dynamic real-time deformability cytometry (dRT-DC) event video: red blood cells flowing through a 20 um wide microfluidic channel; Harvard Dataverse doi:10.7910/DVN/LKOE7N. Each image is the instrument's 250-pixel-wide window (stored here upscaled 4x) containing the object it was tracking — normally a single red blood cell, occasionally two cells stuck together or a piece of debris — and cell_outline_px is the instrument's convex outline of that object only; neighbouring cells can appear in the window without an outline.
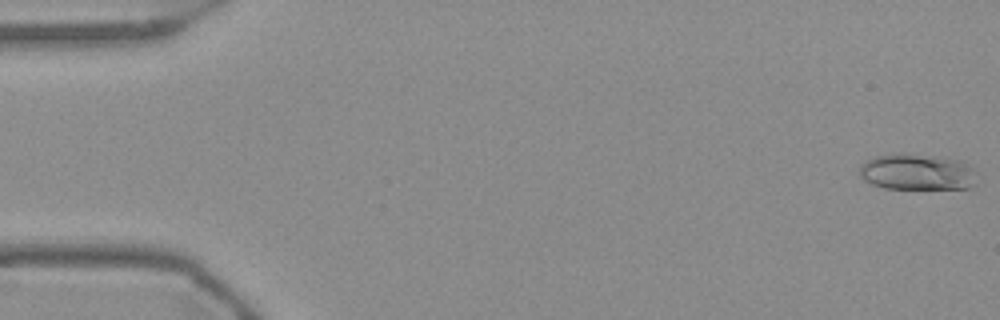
{"species": "Egyptian fruit bat (a non-hibernating species)", "species_latin": "Rousettus aegyptiacus", "temperature_condition": "warm", "stored_images_in_passage": 55, "camera_frame_rate_fps": 3000, "um_per_image_px": 0.085, "frame": {"image": 1, "passage_image": 1, "time_ms": 0.0, "image_size_px": [1000, 320], "cell_outline_px": [[976, 184], [968, 188], [884, 188], [872, 184], [864, 180], [860, 176], [860, 164], [864, 160], [876, 156], [896, 152], [900, 152], [940, 156], [960, 160], [968, 164], [976, 172]], "centroid_in_image_um": [77.95, 14.59], "position_along_channel_um": 7.1, "area_um2": 25.2}}
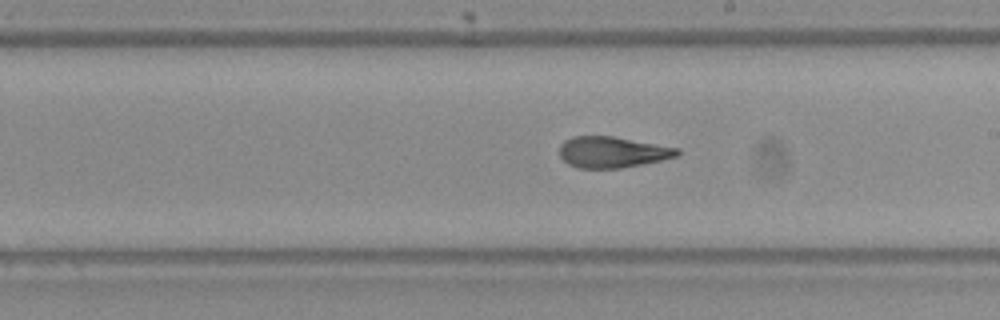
{"frame": {"image": 2, "passage_image": 31, "time_ms": 10.0, "image_size_px": [1000, 320], "cell_outline_px": [[680, 156], [620, 168], [580, 168], [568, 164], [560, 156], [560, 144], [564, 140], [572, 136], [612, 136], [680, 148]], "centroid_in_image_um": [52.05, 12.92], "position_along_channel_um": 237.0, "area_um2": 21.27}}
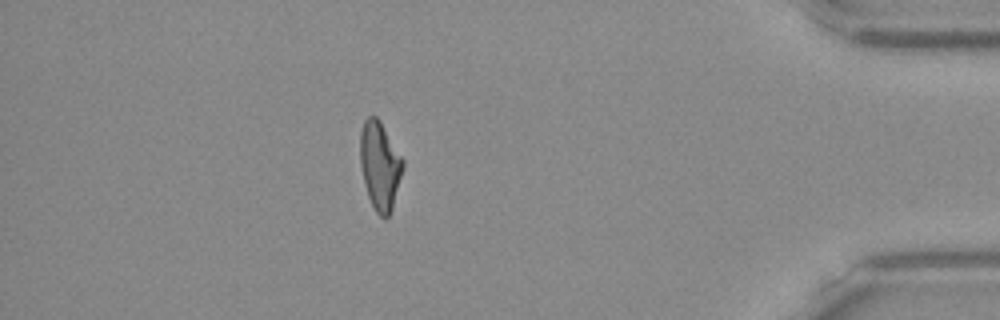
{"frame": {"image": 3, "passage_image": 48, "time_ms": 15.667, "image_size_px": [1000, 320], "cell_outline_px": [[404, 168], [392, 208], [388, 216], [384, 220], [376, 212], [368, 196], [364, 184], [360, 164], [360, 132], [364, 120], [368, 116], [376, 116], [380, 120], [404, 160]], "centroid_in_image_um": [32.29, 14.07], "position_along_channel_um": 402.9, "area_um2": 22.08}, "authors_computed_cell_mechanics": {"area_um2": 22.1374, "velocity_mm_per_s": 3.7355, "shape_relaxation_time_tau1_ms": null, "shape_relaxation_time_tau2_ms": 2.254, "deformation_change_tau1": null, "deformation_change_tau2": 0.1072}}